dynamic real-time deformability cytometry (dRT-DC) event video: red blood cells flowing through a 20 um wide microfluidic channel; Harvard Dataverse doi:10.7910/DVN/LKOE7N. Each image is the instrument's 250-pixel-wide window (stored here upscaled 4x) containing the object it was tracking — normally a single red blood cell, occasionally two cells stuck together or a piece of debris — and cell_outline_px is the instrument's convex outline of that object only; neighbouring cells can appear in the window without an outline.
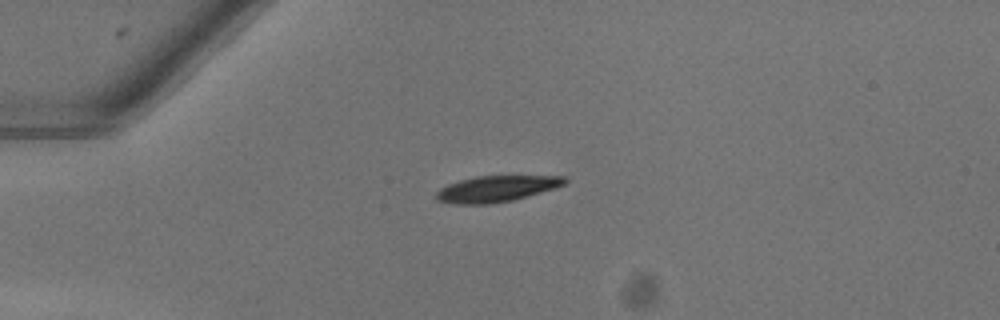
{"species": "common noctule bat (a hibernating species)", "species_latin": "Nyctalus noctula", "temperature_condition": "warm", "stored_images_in_passage": 39, "camera_frame_rate_fps": 3000, "um_per_image_px": 0.085, "animal": {"sex": "female"}, "frame": {"image": 1, "passage_image": 1, "time_ms": 0.0, "image_size_px": [1000, 320], "cell_outline_px": [[568, 180], [564, 184], [556, 188], [512, 200], [492, 204], [452, 204], [436, 200], [436, 192], [440, 188], [448, 184], [460, 180], [476, 176], [564, 176]], "centroid_in_image_um": [42.17, 16.05], "position_along_channel_um": 42.8, "area_um2": 19.54}}
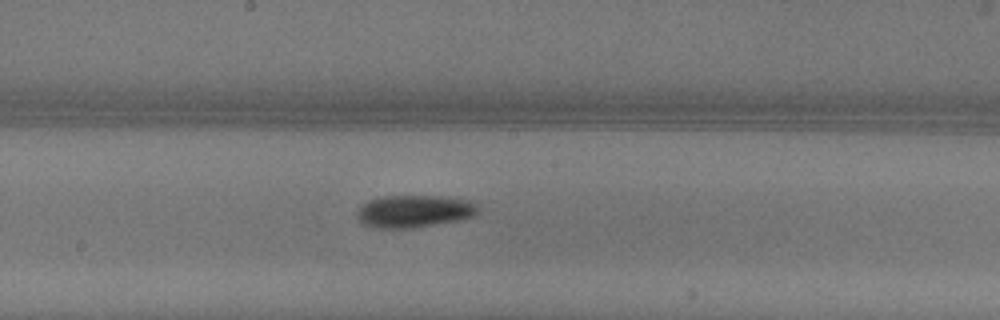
{"frame": {"image": 2, "passage_image": 16, "time_ms": 5.0, "image_size_px": [1000, 320], "cell_outline_px": [[480, 208], [472, 216], [460, 220], [416, 228], [376, 228], [364, 224], [356, 216], [356, 208], [360, 204], [368, 200], [384, 196], [448, 196], [468, 200], [476, 204]], "centroid_in_image_um": [35.17, 17.95], "position_along_channel_um": 213.0, "area_um2": 23.18}}
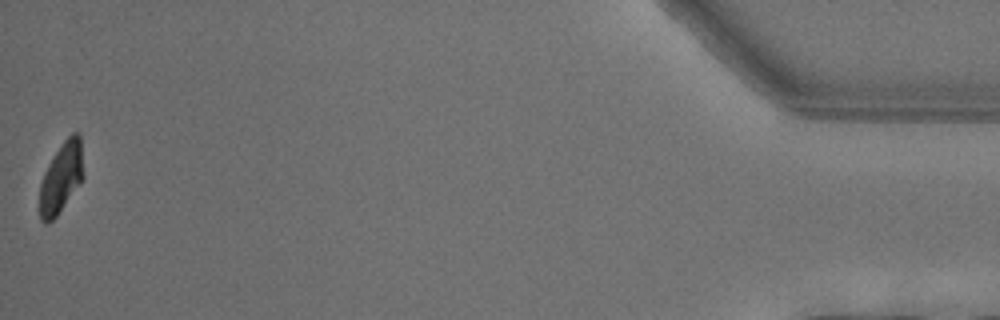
{"frame": {"image": 3, "passage_image": 39, "time_ms": 12.667, "image_size_px": [1000, 320], "cell_outline_px": [[84, 176], [80, 184], [56, 216], [48, 224], [44, 224], [40, 220], [40, 184], [44, 172], [48, 164], [64, 140], [72, 132], [80, 132]], "centroid_in_image_um": [5.22, 15.1], "position_along_channel_um": 430.0, "area_um2": 17.98}, "authors_computed_cell_mechanics": {"area_um2": 21.2126, "velocity_mm_per_s": 4.0512, "shape_relaxation_time_tau1_ms": 2.6587, "shape_relaxation_time_tau2_ms": null, "deformation_change_tau1": 0.1555, "deformation_change_tau2": null}}